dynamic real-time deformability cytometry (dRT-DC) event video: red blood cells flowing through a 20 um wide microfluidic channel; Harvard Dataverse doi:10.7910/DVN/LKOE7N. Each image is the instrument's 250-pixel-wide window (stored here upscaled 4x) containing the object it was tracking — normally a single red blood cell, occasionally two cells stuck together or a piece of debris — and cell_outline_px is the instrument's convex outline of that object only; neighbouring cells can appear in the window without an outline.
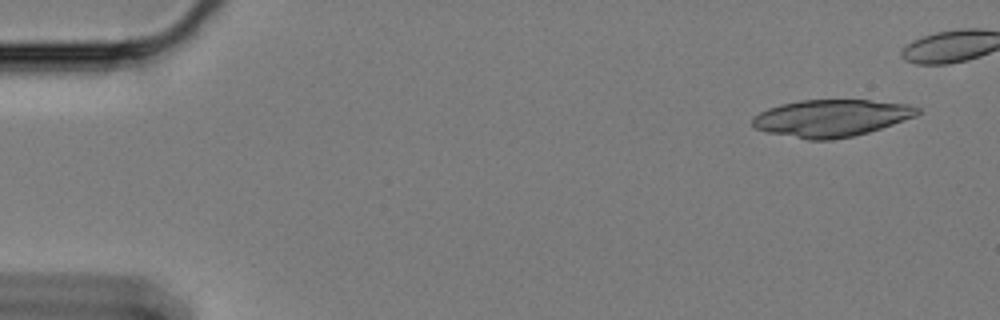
{"species": "Egyptian fruit bat (a non-hibernating species)", "species_latin": "Rousettus aegyptiacus", "temperature_condition": "cold", "stored_images_in_passage": 28, "camera_frame_rate_fps": 3000, "um_per_image_px": 0.085, "animal": {"sex": "female"}, "frame": {"image": 1, "passage_image": 2, "time_ms": 0.333, "image_size_px": [1000, 320], "cell_outline_px": [[920, 112], [916, 116], [868, 132], [852, 136], [832, 140], [808, 140], [768, 132], [756, 128], [752, 124], [752, 116], [768, 108], [780, 104], [800, 100], [868, 100], [908, 104], [920, 108]], "centroid_in_image_um": [70.64, 10.03], "position_along_channel_um": 14.4, "area_um2": 35.55}}